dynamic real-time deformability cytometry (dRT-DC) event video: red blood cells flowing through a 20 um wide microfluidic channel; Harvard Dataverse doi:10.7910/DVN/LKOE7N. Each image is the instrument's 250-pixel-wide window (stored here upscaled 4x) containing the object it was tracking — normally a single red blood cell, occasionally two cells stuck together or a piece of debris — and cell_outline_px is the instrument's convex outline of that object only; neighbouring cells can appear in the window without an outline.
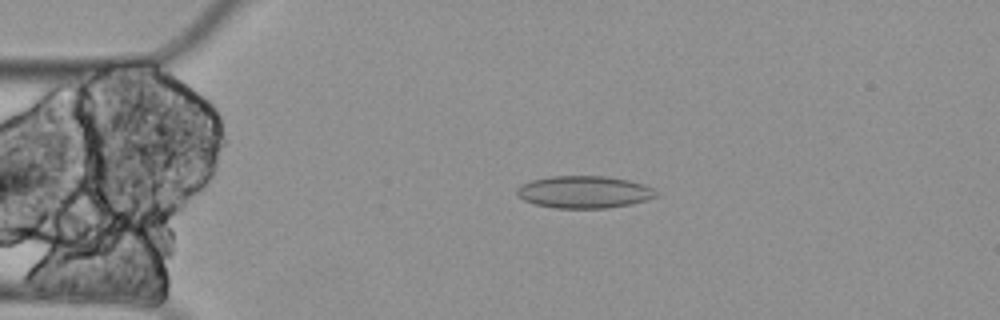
{"species": "Egyptian fruit bat (a non-hibernating species)", "species_latin": "Rousettus aegyptiacus", "temperature_condition": "cold", "stored_images_in_passage": 3, "camera_frame_rate_fps": 3000, "um_per_image_px": 0.085, "animal": {"sex": "female"}, "frame": {"image": 1, "passage_image": 2, "time_ms": 0.333, "image_size_px": [1000, 320], "cell_outline_px": [[656, 196], [632, 204], [608, 208], [556, 208], [536, 204], [524, 200], [516, 196], [516, 188], [520, 184], [532, 180], [552, 176], [608, 176], [628, 180], [644, 184], [652, 188], [656, 192]], "centroid_in_image_um": [49.61, 16.32], "position_along_channel_um": 35.4, "area_um2": 26.18}}